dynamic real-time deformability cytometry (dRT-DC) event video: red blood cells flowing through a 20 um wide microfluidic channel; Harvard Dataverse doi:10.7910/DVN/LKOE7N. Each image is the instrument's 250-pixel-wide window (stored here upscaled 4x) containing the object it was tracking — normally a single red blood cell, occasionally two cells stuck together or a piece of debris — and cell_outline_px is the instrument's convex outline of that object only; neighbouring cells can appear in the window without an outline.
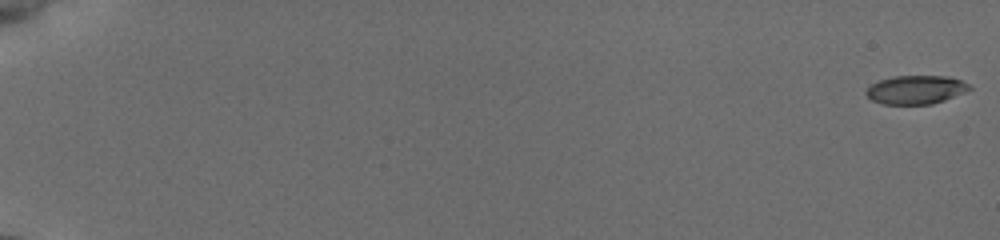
{"species": "common noctule bat (a hibernating species)", "species_latin": "Nyctalus noctula", "temperature_condition": "cold", "stored_images_in_passage": 44, "camera_frame_rate_fps": 3000, "um_per_image_px": 0.085, "animal": {"sex": "female", "body_mass_g": 19.5, "forearm_length_mm": 54.1}, "frame": {"image": 1, "passage_image": 1, "time_ms": 0.0, "image_size_px": [1000, 240], "cell_outline_px": [[972, 88], [964, 92], [944, 100], [932, 104], [884, 104], [872, 100], [864, 92], [872, 84], [880, 80], [892, 76], [948, 76], [960, 80], [968, 84]], "centroid_in_image_um": [77.83, 7.62], "position_along_channel_um": 7.2, "area_um2": 17.05}}
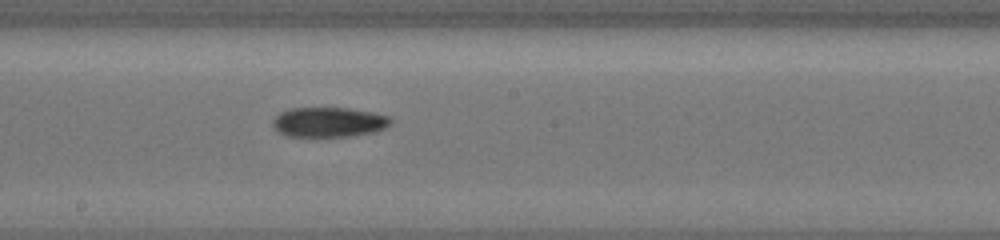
{"frame": {"image": 2, "passage_image": 17, "time_ms": 11.0, "image_size_px": [1000, 240], "cell_outline_px": [[392, 120], [384, 128], [372, 132], [348, 136], [288, 136], [280, 132], [272, 124], [272, 120], [280, 112], [288, 108], [348, 108], [388, 116]], "centroid_in_image_um": [27.9, 10.37], "position_along_channel_um": 220.3, "area_um2": 20.11}}
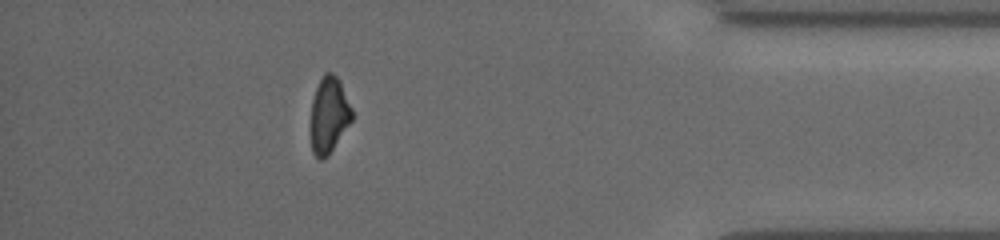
{"frame": {"image": 3, "passage_image": 38, "time_ms": 16.667, "image_size_px": [1000, 240], "cell_outline_px": [[352, 120], [328, 156], [324, 160], [320, 160], [312, 152], [312, 100], [316, 88], [324, 72], [332, 72], [340, 80], [352, 108]], "centroid_in_image_um": [27.98, 9.77], "position_along_channel_um": 407.2, "area_um2": 18.09}, "authors_computed_cell_mechanics": {"area_um2": 19.2185, "velocity_mm_per_s": 3.8563, "shape_relaxation_time_tau1_ms": 3.679, "shape_relaxation_time_tau2_ms": null, "deformation_change_tau1": 0.1273, "deformation_change_tau2": null}}